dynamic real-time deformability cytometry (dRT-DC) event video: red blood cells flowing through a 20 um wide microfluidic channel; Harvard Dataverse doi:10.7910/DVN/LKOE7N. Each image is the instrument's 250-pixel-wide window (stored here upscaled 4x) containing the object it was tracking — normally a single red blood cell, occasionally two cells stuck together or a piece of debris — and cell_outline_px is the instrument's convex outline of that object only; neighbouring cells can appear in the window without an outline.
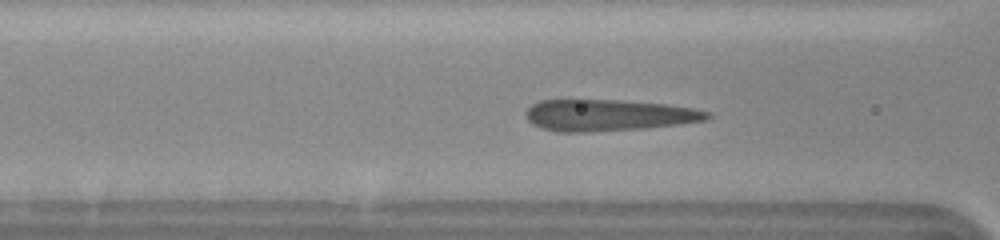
{"species": "human", "species_latin": "Homo sapiens", "temperature_condition": "cold", "stored_images_in_passage": 42, "camera_frame_rate_fps": 3000, "um_per_image_px": 0.085, "donor": {"sex": "female"}, "frame": {"image": 1, "passage_image": 17, "time_ms": 5.333, "image_size_px": [1000, 240], "cell_outline_px": [[712, 116], [708, 120], [644, 128], [588, 132], [556, 132], [540, 128], [532, 124], [524, 116], [524, 112], [532, 104], [540, 100], [620, 100], [664, 104], [692, 108], [712, 112]], "centroid_in_image_um": [51.68, 9.8], "position_along_channel_um": 114.9, "area_um2": 33.41}}
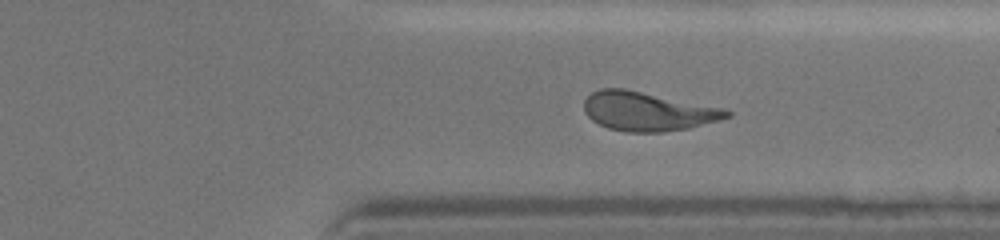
{"frame": {"image": 2, "passage_image": 34, "time_ms": 11.0, "image_size_px": [1000, 240], "cell_outline_px": [[732, 116], [720, 120], [688, 128], [664, 132], [624, 132], [608, 128], [592, 120], [584, 112], [584, 100], [592, 92], [600, 88], [624, 88], [724, 108], [732, 112]], "centroid_in_image_um": [55.05, 9.46], "position_along_channel_um": 356.3, "area_um2": 32.48}}
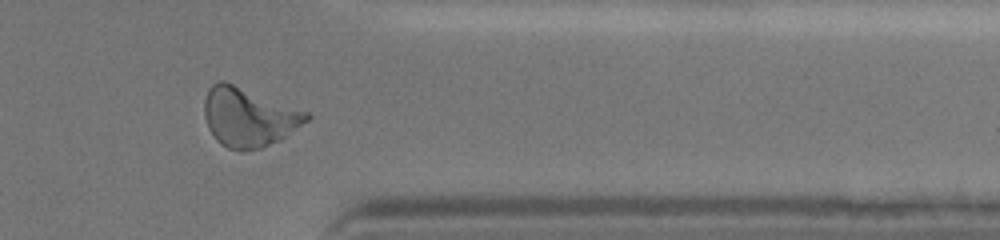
{"frame": {"image": 3, "passage_image": 37, "time_ms": 12.0, "image_size_px": [1000, 240], "cell_outline_px": [[312, 116], [308, 120], [280, 140], [260, 148], [240, 152], [228, 148], [220, 144], [216, 140], [208, 128], [204, 116], [204, 100], [208, 88], [216, 80], [224, 80], [308, 112]], "centroid_in_image_um": [21.1, 9.95], "position_along_channel_um": 390.3, "area_um2": 35.26}, "authors_computed_cell_mechanics": {"area_um2": 32.8593, "velocity_mm_per_s": 3.6627, "shape_relaxation_time_tau1_ms": 6.9189, "shape_relaxation_time_tau2_ms": 0.8402, "deformation_change_tau1": 0.2276, "deformation_change_tau2": 0.0688}}